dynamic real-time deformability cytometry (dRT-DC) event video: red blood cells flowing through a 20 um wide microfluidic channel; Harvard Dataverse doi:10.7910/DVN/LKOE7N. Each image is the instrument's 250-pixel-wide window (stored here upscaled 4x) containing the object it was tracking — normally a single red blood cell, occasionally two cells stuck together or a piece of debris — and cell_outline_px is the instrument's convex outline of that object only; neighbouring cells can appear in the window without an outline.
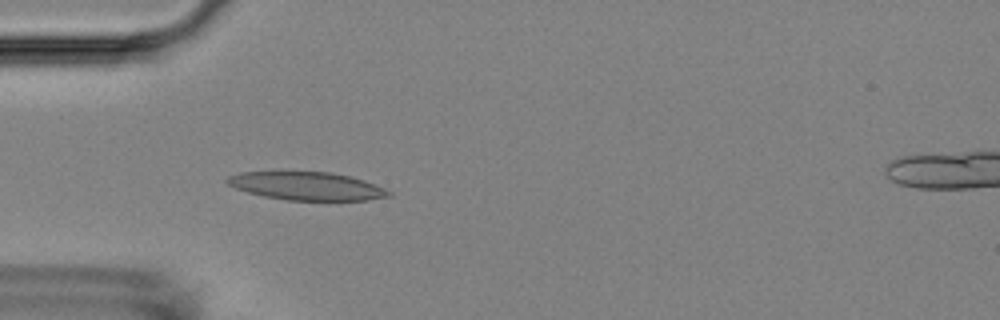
{"species": "Egyptian fruit bat (a non-hibernating species)", "species_latin": "Rousettus aegyptiacus", "temperature_condition": "room temperature", "stored_images_in_passage": 4, "camera_frame_rate_fps": 3000, "um_per_image_px": 0.085, "animal": {"sex": "female"}, "frame": {"image": 1, "passage_image": 4, "time_ms": 5.333, "image_size_px": [1000, 320], "cell_outline_px": [[392, 196], [368, 200], [288, 200], [264, 196], [248, 192], [236, 188], [228, 184], [224, 180], [228, 176], [240, 172], [332, 172], [352, 176], [364, 180], [384, 188], [392, 192]], "centroid_in_image_um": [26.1, 15.81], "position_along_channel_um": 58.9, "area_um2": 26.47}}